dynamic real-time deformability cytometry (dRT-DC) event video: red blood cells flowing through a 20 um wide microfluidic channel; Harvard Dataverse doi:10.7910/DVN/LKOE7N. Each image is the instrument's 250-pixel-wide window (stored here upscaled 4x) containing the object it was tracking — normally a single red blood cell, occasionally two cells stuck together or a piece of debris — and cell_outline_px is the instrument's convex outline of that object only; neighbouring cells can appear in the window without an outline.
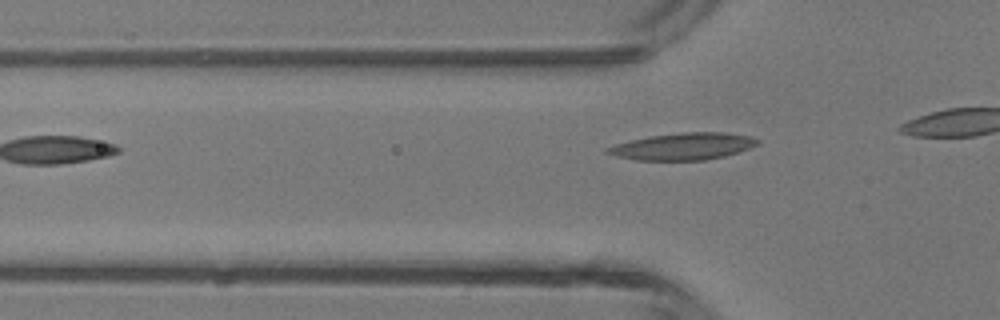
{"species": "common noctule bat (a hibernating species)", "species_latin": "Nyctalus noctula", "temperature_condition": "room temperature", "stored_images_in_passage": 6, "camera_frame_rate_fps": 3000, "um_per_image_px": 0.085, "animal": {"sex": "male", "body_mass_g": 13.3}, "frame": {"image": 1, "passage_image": 4, "time_ms": 1.0, "image_size_px": [1000, 320], "cell_outline_px": [[760, 144], [740, 152], [724, 156], [704, 160], [636, 160], [616, 156], [604, 152], [604, 148], [616, 144], [648, 136], [684, 132], [724, 132], [752, 136], [760, 140]], "centroid_in_image_um": [58.1, 12.44], "position_along_channel_um": 67.7, "area_um2": 23.7}}
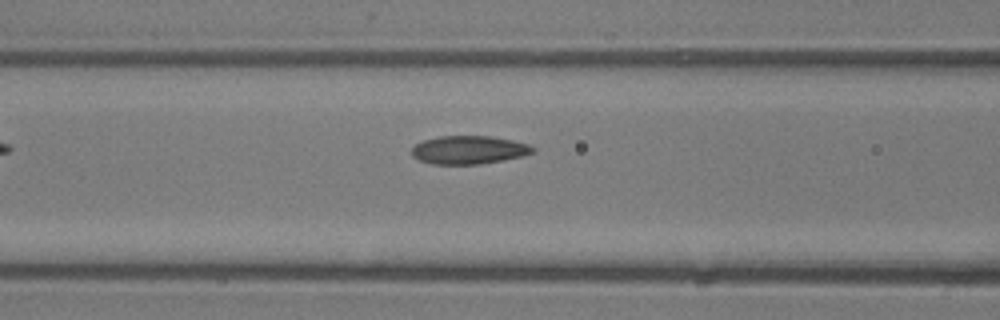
{"frame": {"image": 2, "passage_image": 6, "time_ms": 1.667, "image_size_px": [1000, 320], "cell_outline_px": [[536, 152], [524, 156], [504, 160], [480, 164], [432, 164], [420, 160], [412, 156], [412, 148], [416, 144], [424, 140], [440, 136], [492, 136], [512, 140], [528, 144], [536, 148]], "centroid_in_image_um": [39.9, 12.74], "position_along_channel_um": 126.7, "area_um2": 20.06}}